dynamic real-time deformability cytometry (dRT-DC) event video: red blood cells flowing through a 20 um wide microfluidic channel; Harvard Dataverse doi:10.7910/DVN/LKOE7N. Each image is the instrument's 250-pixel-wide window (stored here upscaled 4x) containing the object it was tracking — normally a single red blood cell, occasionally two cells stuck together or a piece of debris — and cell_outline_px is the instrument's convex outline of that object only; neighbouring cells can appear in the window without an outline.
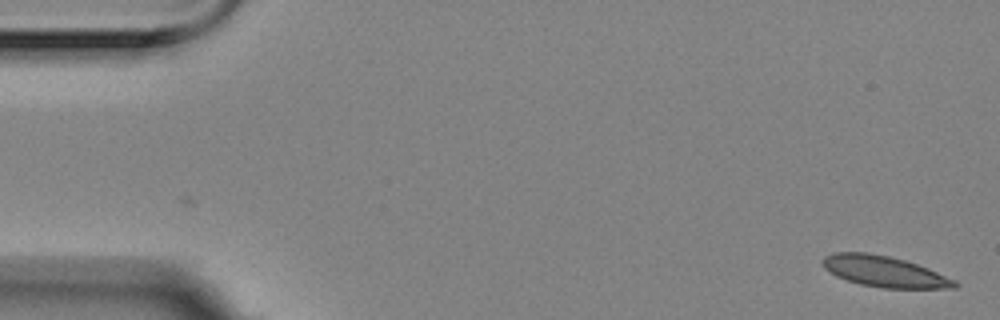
{"species": "Egyptian fruit bat (a non-hibernating species)", "species_latin": "Rousettus aegyptiacus", "temperature_condition": "room temperature", "stored_images_in_passage": 2, "camera_frame_rate_fps": 3000, "um_per_image_px": 0.085, "animal": {"sex": "female"}, "frame": {"image": 1, "passage_image": 2, "time_ms": 0.333, "image_size_px": [1000, 320], "cell_outline_px": [[960, 284], [956, 288], [880, 288], [860, 284], [836, 276], [824, 268], [820, 260], [824, 256], [836, 252], [868, 252], [888, 256], [904, 260], [928, 268], [956, 280]], "centroid_in_image_um": [75.16, 23.08], "position_along_channel_um": 9.8, "area_um2": 23.87}}